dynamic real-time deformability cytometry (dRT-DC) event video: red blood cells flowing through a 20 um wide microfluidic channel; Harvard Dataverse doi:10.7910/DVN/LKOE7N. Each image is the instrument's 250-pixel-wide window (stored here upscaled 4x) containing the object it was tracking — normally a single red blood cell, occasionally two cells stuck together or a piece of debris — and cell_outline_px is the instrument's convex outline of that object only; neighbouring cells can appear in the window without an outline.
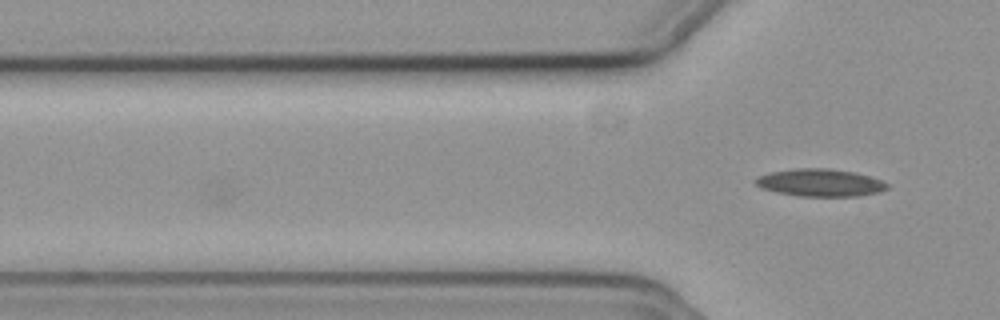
{"species": "common noctule bat (a hibernating species)", "species_latin": "Nyctalus noctula", "temperature_condition": "cold", "stored_images_in_passage": 4, "camera_frame_rate_fps": 3000, "um_per_image_px": 0.085, "animal": {"sex": "female", "body_mass_g": 19.3, "forearm_length_mm": 54.1}, "frame": {"image": 1, "passage_image": 4, "time_ms": 1.0, "image_size_px": [1000, 320], "cell_outline_px": [[888, 188], [880, 192], [860, 196], [800, 196], [776, 192], [760, 188], [752, 180], [760, 176], [772, 172], [796, 168], [828, 168], [852, 172], [868, 176], [880, 180], [888, 184]], "centroid_in_image_um": [69.7, 15.53], "position_along_channel_um": 56.1, "area_um2": 20.98}}